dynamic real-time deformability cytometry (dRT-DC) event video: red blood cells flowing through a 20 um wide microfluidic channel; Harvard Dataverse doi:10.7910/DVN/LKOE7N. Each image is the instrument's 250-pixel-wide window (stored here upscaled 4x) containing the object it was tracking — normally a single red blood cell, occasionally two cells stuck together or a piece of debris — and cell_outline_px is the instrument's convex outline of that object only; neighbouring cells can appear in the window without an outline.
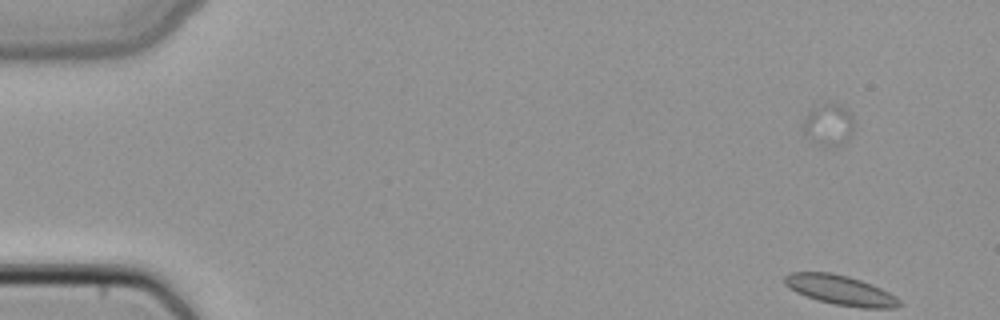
{"species": "common noctule bat (a hibernating species)", "species_latin": "Nyctalus noctula", "temperature_condition": "cold", "stored_images_in_passage": 5, "segment_of_instrument_passage": [2, 2], "camera_frame_rate_fps": 3000, "um_per_image_px": 0.085, "animal": {"sex": "female", "body_mass_g": 22.7, "forearm_length_mm": 54.2}, "frame": {"image": 1, "passage_image": 5, "time_ms": 1.333, "image_size_px": [1000, 320], "cell_outline_px": [[852, 132], [848, 140], [840, 148], [824, 148], [816, 144], [804, 132], [804, 116], [808, 112], [824, 104], [840, 104], [852, 116]], "centroid_in_image_um": [70.44, 10.69], "position_along_channel_um": 14.6, "area_um2": 12.43}}